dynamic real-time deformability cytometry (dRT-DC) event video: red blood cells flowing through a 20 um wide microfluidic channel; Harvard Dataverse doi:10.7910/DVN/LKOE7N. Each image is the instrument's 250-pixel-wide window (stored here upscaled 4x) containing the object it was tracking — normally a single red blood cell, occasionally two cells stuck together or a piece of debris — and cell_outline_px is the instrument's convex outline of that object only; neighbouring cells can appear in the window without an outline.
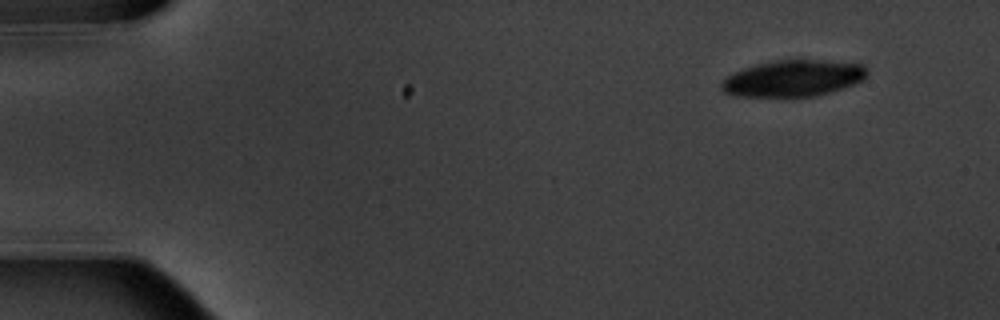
{"species": "common noctule bat (a hibernating species)", "species_latin": "Nyctalus noctula", "temperature_condition": "warm", "stored_images_in_passage": 10, "camera_frame_rate_fps": 3000, "um_per_image_px": 0.085, "animal": {"sex": "male", "body_mass_g": 20.1, "forearm_length_mm": 53.5}, "frame": {"image": 1, "passage_image": 1, "time_ms": 0.0, "image_size_px": [1000, 320], "cell_outline_px": [[868, 76], [864, 80], [856, 84], [828, 92], [812, 96], [736, 96], [724, 92], [720, 88], [720, 84], [728, 76], [744, 68], [756, 64], [776, 60], [820, 60], [864, 64], [868, 68]], "centroid_in_image_um": [67.47, 6.65], "position_along_channel_um": 17.5, "area_um2": 30.81}}